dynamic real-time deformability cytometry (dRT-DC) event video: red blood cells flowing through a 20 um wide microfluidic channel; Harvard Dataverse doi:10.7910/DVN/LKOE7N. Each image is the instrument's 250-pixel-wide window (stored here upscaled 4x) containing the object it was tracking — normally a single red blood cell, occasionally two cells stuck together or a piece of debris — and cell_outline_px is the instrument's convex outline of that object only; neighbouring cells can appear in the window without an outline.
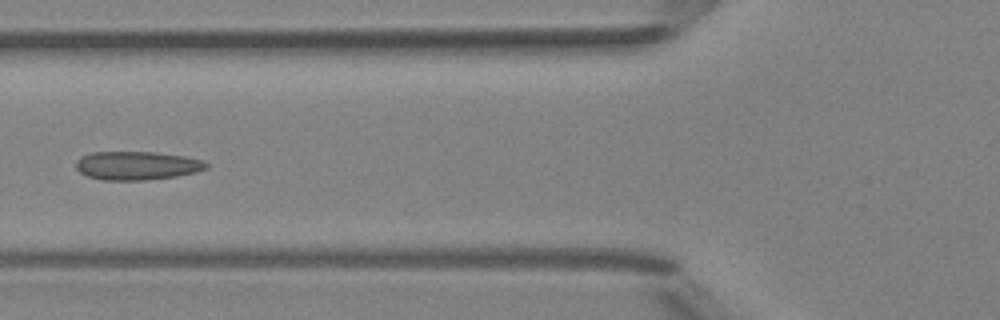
{"species": "Egyptian fruit bat (a non-hibernating species)", "species_latin": "Rousettus aegyptiacus", "temperature_condition": "room temperature", "stored_images_in_passage": 6, "camera_frame_rate_fps": 3000, "um_per_image_px": 0.085, "animal": {"sex": "female"}, "frame": {"image": 1, "passage_image": 6, "time_ms": 5.667, "image_size_px": [1000, 320], "cell_outline_px": [[208, 168], [196, 172], [176, 176], [144, 180], [104, 180], [88, 176], [80, 172], [76, 168], [76, 160], [80, 156], [92, 152], [156, 152], [184, 156], [200, 160], [208, 164]], "centroid_in_image_um": [11.62, 14.07], "position_along_channel_um": 114.2, "area_um2": 21.62}}